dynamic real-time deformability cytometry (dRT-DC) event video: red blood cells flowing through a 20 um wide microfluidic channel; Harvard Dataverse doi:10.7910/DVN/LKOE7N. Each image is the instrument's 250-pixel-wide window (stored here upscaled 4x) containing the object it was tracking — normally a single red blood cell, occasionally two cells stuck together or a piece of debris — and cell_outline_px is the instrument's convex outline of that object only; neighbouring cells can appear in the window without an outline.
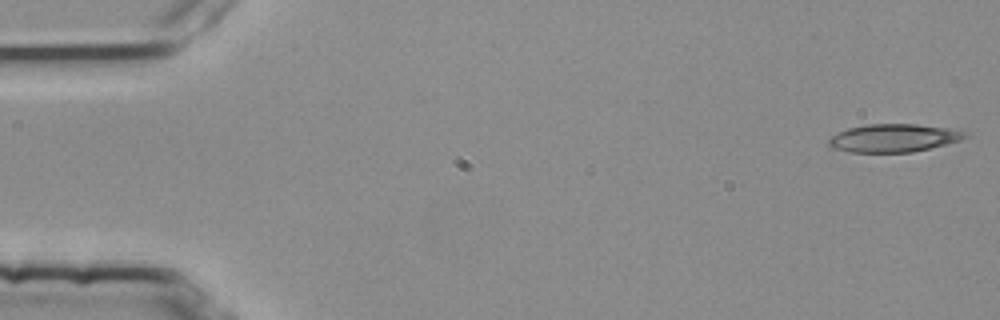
{"species": "common noctule bat (a hibernating species)", "species_latin": "Nyctalus noctula", "temperature_condition": "room temperature", "stored_images_in_passage": 53, "camera_frame_rate_fps": 3000, "um_per_image_px": 0.085, "animal": {"sex": "female", "body_mass_g": 25.1}, "frame": {"image": 1, "passage_image": 1, "time_ms": 0.0, "image_size_px": [1000, 320], "cell_outline_px": [[972, 132], [968, 136], [960, 140], [912, 152], [848, 152], [832, 148], [828, 144], [828, 140], [832, 136], [848, 128], [868, 124], [916, 124], [948, 128]], "centroid_in_image_um": [75.98, 11.73], "position_along_channel_um": 9.0, "area_um2": 22.2}}
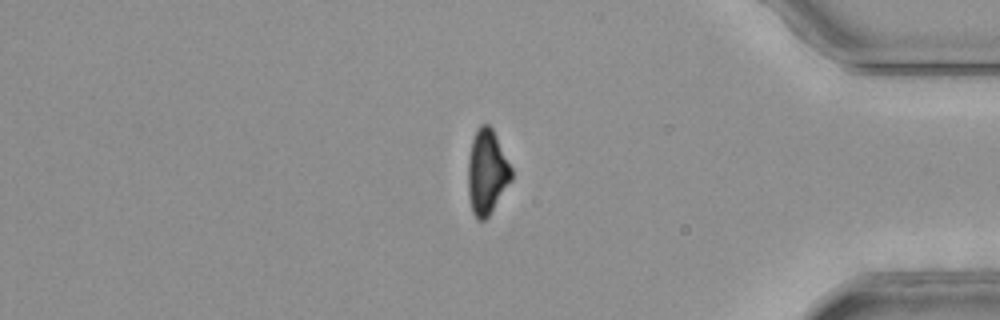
{"frame": {"image": 2, "passage_image": 45, "time_ms": 14.667, "image_size_px": [1000, 320], "cell_outline_px": [[512, 180], [488, 216], [484, 220], [480, 220], [472, 212], [468, 196], [468, 160], [472, 140], [476, 128], [480, 124], [488, 124], [492, 128], [512, 168]], "centroid_in_image_um": [41.38, 14.6], "position_along_channel_um": 393.8, "area_um2": 21.33}}
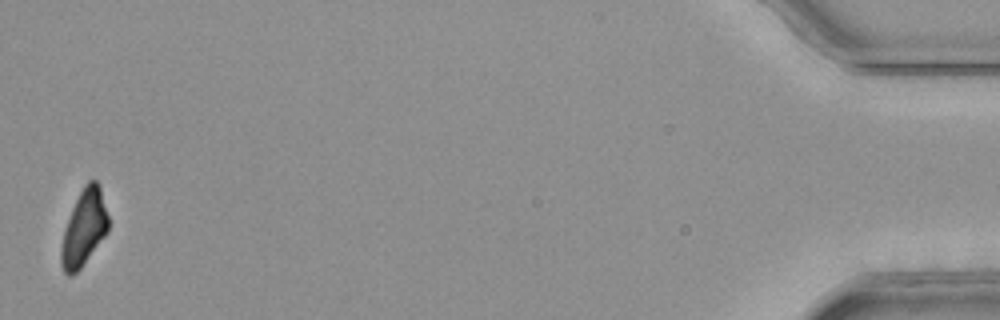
{"frame": {"image": 3, "passage_image": 53, "time_ms": 17.333, "image_size_px": [1000, 320], "cell_outline_px": [[108, 232], [80, 268], [72, 276], [68, 276], [64, 272], [60, 264], [60, 248], [64, 232], [72, 208], [84, 184], [88, 180], [96, 180], [100, 184], [108, 216]], "centroid_in_image_um": [7.14, 19.37], "position_along_channel_um": 428.1, "area_um2": 20.81}, "authors_computed_cell_mechanics": {"area_um2": 22.6576, "velocity_mm_per_s": 3.7981, "shape_relaxation_time_tau1_ms": 5.35, "shape_relaxation_time_tau2_ms": 7.8186, "deformation_change_tau1": 0.1766, "deformation_change_tau2": 0.1952}}